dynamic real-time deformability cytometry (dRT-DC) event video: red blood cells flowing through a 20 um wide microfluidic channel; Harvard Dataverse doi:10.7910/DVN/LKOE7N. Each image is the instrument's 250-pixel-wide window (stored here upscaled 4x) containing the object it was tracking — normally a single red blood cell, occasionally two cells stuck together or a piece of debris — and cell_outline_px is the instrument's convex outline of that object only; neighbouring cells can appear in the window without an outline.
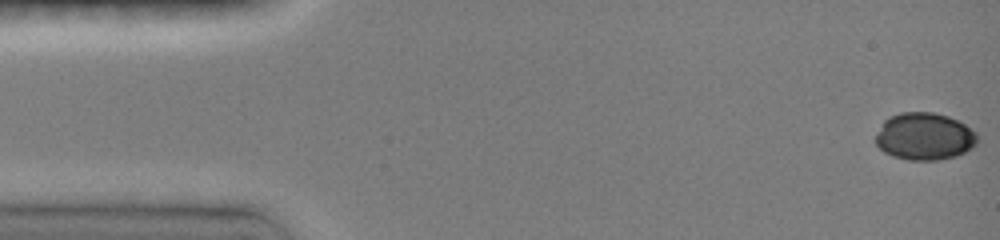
{"species": "common noctule bat (a hibernating species)", "species_latin": "Nyctalus noctula", "temperature_condition": "room temperature", "stored_images_in_passage": 18, "camera_frame_rate_fps": 3000, "um_per_image_px": 0.085, "animal": {"sex": "female", "body_mass_g": 19.0, "forearm_length_mm": 51.5}, "frame": {"image": 1, "passage_image": 1, "time_ms": 0.0, "image_size_px": [1000, 240], "cell_outline_px": [[976, 144], [964, 152], [956, 156], [936, 160], [908, 160], [884, 152], [876, 144], [876, 136], [884, 120], [888, 116], [900, 112], [932, 112], [948, 116], [964, 124], [976, 136]], "centroid_in_image_um": [78.54, 11.59], "position_along_channel_um": 6.5, "area_um2": 27.63}}
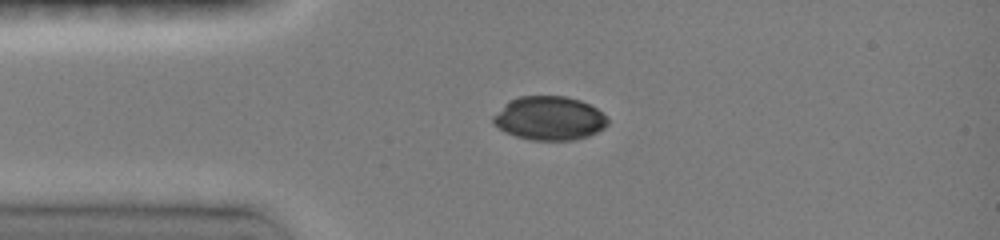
{"frame": {"image": 2, "passage_image": 7, "time_ms": 3.333, "image_size_px": [1000, 240], "cell_outline_px": [[608, 124], [604, 128], [588, 136], [572, 140], [532, 140], [516, 136], [504, 132], [492, 124], [492, 116], [508, 100], [520, 96], [568, 96], [580, 100], [596, 108], [608, 120]], "centroid_in_image_um": [46.65, 10.05], "position_along_channel_um": 38.4, "area_um2": 29.3}}
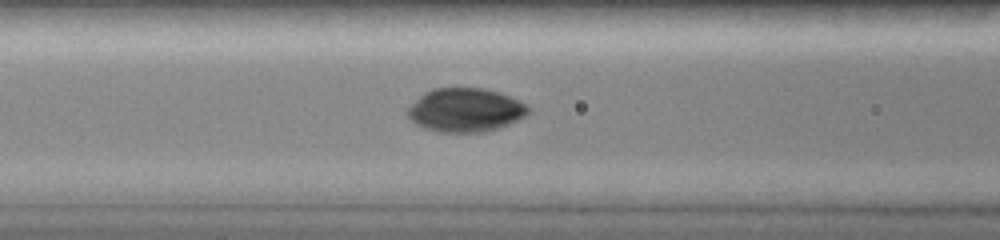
{"frame": {"image": 3, "passage_image": 13, "time_ms": 6.0, "image_size_px": [1000, 240], "cell_outline_px": [[528, 112], [524, 116], [500, 128], [484, 132], [440, 132], [424, 128], [416, 124], [408, 116], [408, 108], [424, 92], [432, 88], [484, 88], [500, 92], [520, 100], [528, 104]], "centroid_in_image_um": [39.57, 9.35], "position_along_channel_um": 127.0, "area_um2": 30.69}}